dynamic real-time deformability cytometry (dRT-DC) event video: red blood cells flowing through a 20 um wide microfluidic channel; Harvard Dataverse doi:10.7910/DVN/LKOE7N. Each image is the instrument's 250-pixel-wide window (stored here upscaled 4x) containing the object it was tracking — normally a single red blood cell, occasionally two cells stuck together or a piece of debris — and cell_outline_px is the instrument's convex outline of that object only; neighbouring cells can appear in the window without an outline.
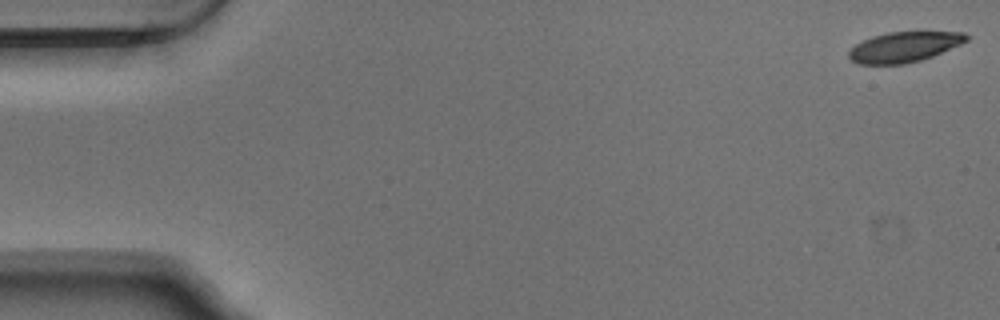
{"species": "Egyptian fruit bat (a non-hibernating species)", "species_latin": "Rousettus aegyptiacus", "temperature_condition": "warm", "stored_images_in_passage": 54, "camera_frame_rate_fps": 3000, "um_per_image_px": 0.085, "animal": {"sex": "male"}, "frame": {"image": 1, "passage_image": 1, "time_ms": 0.0, "image_size_px": [1000, 320], "cell_outline_px": [[972, 36], [968, 40], [960, 44], [932, 56], [920, 60], [904, 64], [856, 64], [848, 56], [848, 52], [856, 44], [872, 36], [888, 32], [924, 28], [964, 32]], "centroid_in_image_um": [76.95, 3.92], "position_along_channel_um": 8.1, "area_um2": 21.73}}
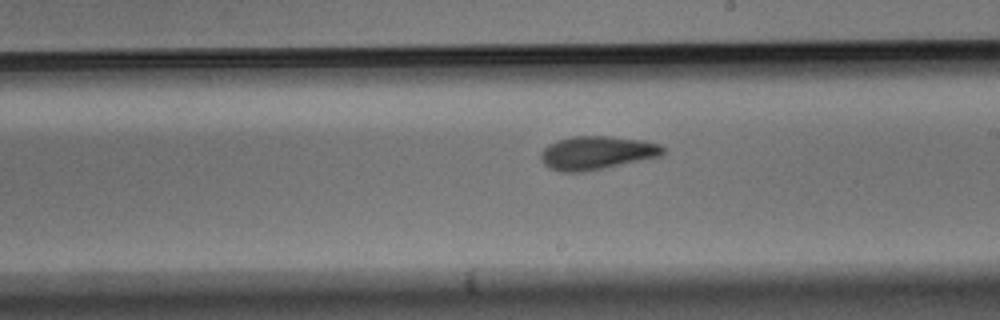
{"frame": {"image": 2, "passage_image": 31, "time_ms": 10.0, "image_size_px": [1000, 320], "cell_outline_px": [[664, 152], [660, 156], [604, 168], [580, 172], [560, 172], [544, 164], [540, 160], [540, 152], [548, 144], [556, 140], [572, 136], [608, 136], [644, 140], [660, 144], [664, 148]], "centroid_in_image_um": [50.7, 12.98], "position_along_channel_um": 238.3, "area_um2": 23.81}}
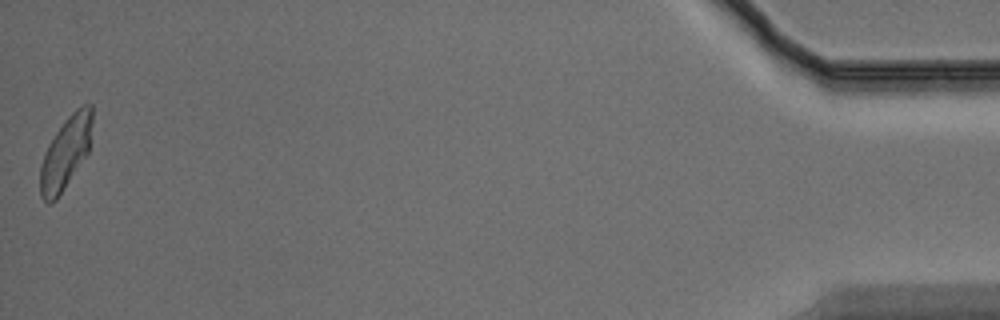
{"frame": {"image": 3, "passage_image": 54, "time_ms": 17.667, "image_size_px": [1000, 320], "cell_outline_px": [[92, 120], [88, 152], [56, 200], [52, 204], [48, 204], [40, 196], [40, 164], [44, 152], [48, 144], [56, 132], [68, 116], [76, 108], [84, 104], [92, 104]], "centroid_in_image_um": [5.55, 13.0], "position_along_channel_um": 429.6, "area_um2": 21.73}, "authors_computed_cell_mechanics": {"area_um2": 22.9177, "velocity_mm_per_s": 3.724, "shape_relaxation_time_tau1_ms": 3.5914, "shape_relaxation_time_tau2_ms": 2.2168, "deformation_change_tau1": 0.1718, "deformation_change_tau2": 0.0853}}